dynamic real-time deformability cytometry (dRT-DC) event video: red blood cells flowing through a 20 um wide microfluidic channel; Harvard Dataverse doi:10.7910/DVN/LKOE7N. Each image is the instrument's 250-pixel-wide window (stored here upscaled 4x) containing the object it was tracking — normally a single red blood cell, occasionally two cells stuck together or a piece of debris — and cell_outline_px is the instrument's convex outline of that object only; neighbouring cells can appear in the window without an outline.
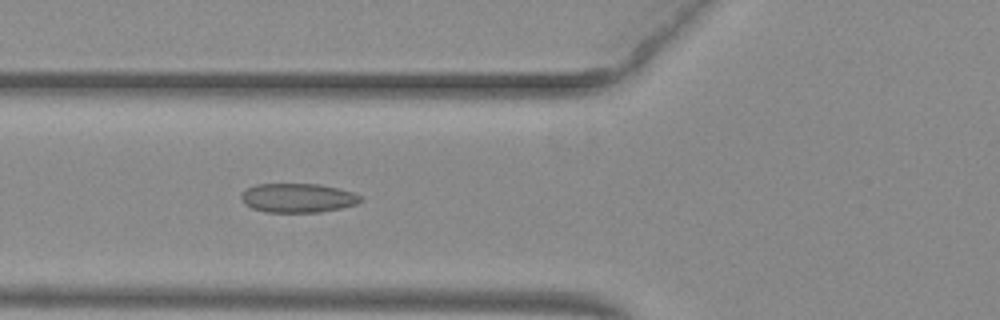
{"species": "common noctule bat (a hibernating species)", "species_latin": "Nyctalus noctula", "temperature_condition": "warm", "stored_images_in_passage": 41, "camera_frame_rate_fps": 3000, "um_per_image_px": 0.085, "animal": {"sex": "female", "body_mass_g": 29.2, "forearm_length_mm": 56.3}, "frame": {"image": 1, "passage_image": 12, "time_ms": 3.667, "image_size_px": [1000, 320], "cell_outline_px": [[364, 200], [356, 204], [340, 208], [320, 212], [264, 212], [252, 208], [244, 204], [240, 200], [240, 196], [248, 188], [256, 184], [320, 184], [352, 192], [364, 196]], "centroid_in_image_um": [25.32, 16.83], "position_along_channel_um": 100.5, "area_um2": 20.35}}
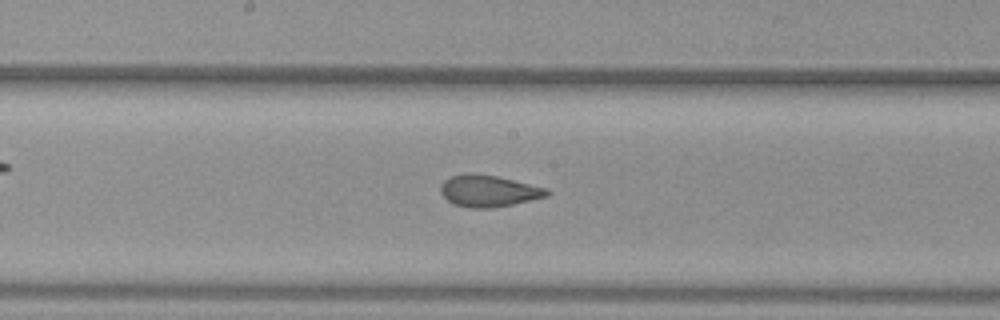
{"frame": {"image": 2, "passage_image": 20, "time_ms": 6.333, "image_size_px": [1000, 320], "cell_outline_px": [[552, 192], [548, 196], [512, 204], [492, 208], [472, 208], [452, 204], [440, 192], [440, 184], [444, 180], [452, 176], [464, 172], [496, 176], [548, 188]], "centroid_in_image_um": [41.52, 16.23], "position_along_channel_um": 206.7, "area_um2": 19.65}}
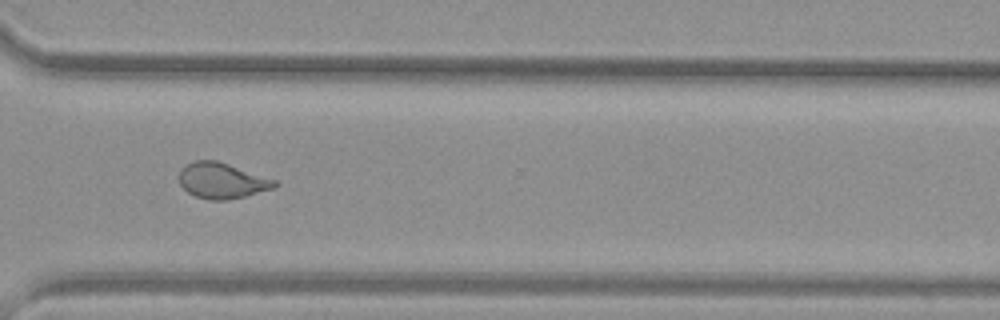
{"frame": {"image": 3, "passage_image": 31, "time_ms": 10.0, "image_size_px": [1000, 320], "cell_outline_px": [[280, 184], [272, 188], [244, 196], [228, 200], [208, 200], [196, 196], [188, 192], [180, 184], [180, 168], [196, 160], [216, 160], [276, 180]], "centroid_in_image_um": [18.85, 15.36], "position_along_channel_um": 351.7, "area_um2": 19.59}}